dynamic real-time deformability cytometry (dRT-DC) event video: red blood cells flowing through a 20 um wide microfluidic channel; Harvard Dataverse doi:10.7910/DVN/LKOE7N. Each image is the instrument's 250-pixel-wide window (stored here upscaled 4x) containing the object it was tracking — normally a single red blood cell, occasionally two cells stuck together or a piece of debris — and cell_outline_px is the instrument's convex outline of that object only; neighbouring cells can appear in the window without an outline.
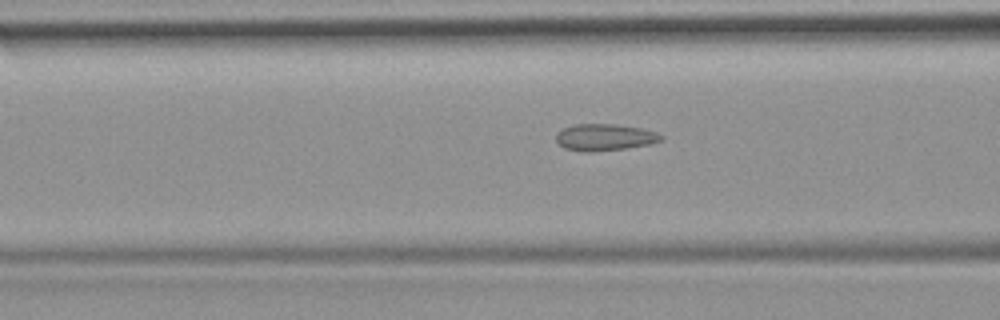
{"species": "common noctule bat (a hibernating species)", "species_latin": "Nyctalus noctula", "temperature_condition": "room temperature", "stored_images_in_passage": 37, "camera_frame_rate_fps": 3000, "um_per_image_px": 0.085, "animal": {"sex": "female", "body_mass_g": 19.9}, "frame": {"image": 1, "passage_image": 16, "time_ms": 5.0, "image_size_px": [1000, 320], "cell_outline_px": [[664, 140], [652, 144], [624, 148], [592, 152], [584, 152], [564, 148], [556, 140], [556, 132], [564, 128], [576, 124], [616, 124], [640, 128], [656, 132], [664, 136]], "centroid_in_image_um": [51.42, 11.67], "position_along_channel_um": 115.2, "area_um2": 16.42}}